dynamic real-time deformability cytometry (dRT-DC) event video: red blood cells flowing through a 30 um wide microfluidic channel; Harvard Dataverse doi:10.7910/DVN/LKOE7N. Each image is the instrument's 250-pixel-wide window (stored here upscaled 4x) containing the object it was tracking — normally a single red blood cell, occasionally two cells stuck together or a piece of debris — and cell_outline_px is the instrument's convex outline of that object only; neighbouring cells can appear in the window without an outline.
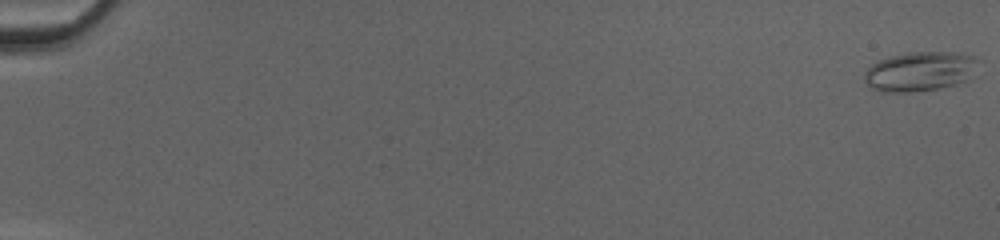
{"species": "common noctule bat (a hibernating species)", "species_latin": "Nyctalus noctula", "temperature_condition": "cold", "stored_images_in_passage": 51, "camera_frame_rate_fps": 3000, "um_per_image_px": 0.085, "animal": {"sex": "female", "body_mass_g": 20.0, "forearm_length_mm": 54.0}, "frame": {"image": 1, "passage_image": 1, "time_ms": 0.0, "image_size_px": [1000, 240], "cell_outline_px": [[976, 60], [964, 80], [956, 84], [936, 88], [912, 92], [880, 92], [872, 88], [864, 80], [864, 72], [872, 64], [880, 60], [892, 56], [908, 52], [956, 52], [972, 56]], "centroid_in_image_um": [78.07, 6.07], "position_along_channel_um": 6.9, "area_um2": 25.43}}
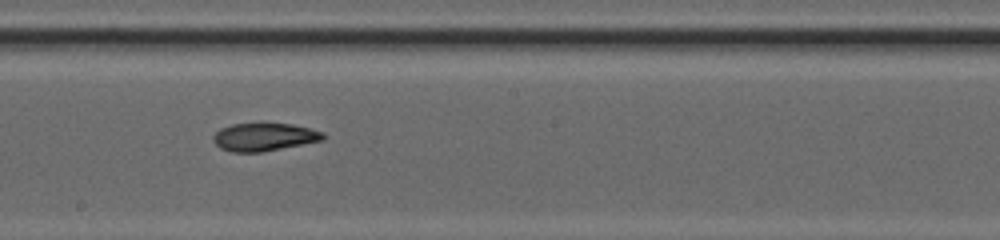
{"frame": {"image": 2, "passage_image": 31, "time_ms": 10.0, "image_size_px": [1000, 240], "cell_outline_px": [[324, 140], [260, 152], [232, 152], [220, 148], [212, 140], [212, 136], [220, 128], [232, 124], [292, 124], [324, 132]], "centroid_in_image_um": [22.42, 11.65], "position_along_channel_um": 225.8, "area_um2": 17.69}}
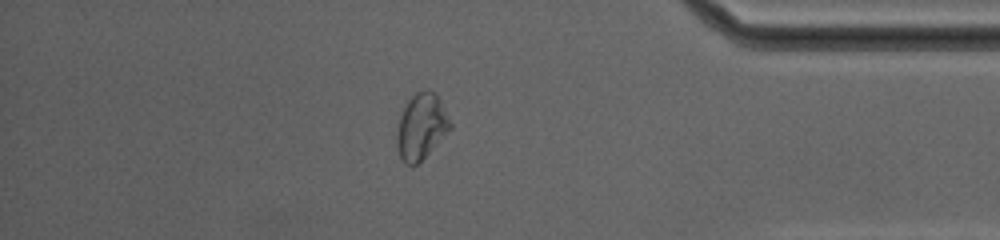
{"frame": {"image": 3, "passage_image": 45, "time_ms": 14.667, "image_size_px": [1000, 240], "cell_outline_px": [[452, 128], [416, 164], [404, 164], [400, 156], [396, 144], [396, 132], [400, 112], [408, 96], [424, 88], [428, 88], [440, 100], [452, 124]], "centroid_in_image_um": [35.77, 10.69], "position_along_channel_um": 399.4, "area_um2": 20.58}, "authors_computed_cell_mechanics": {"area_um2": 19.9988, "velocity_mm_per_s": 4.2232, "shape_relaxation_time_tau1_ms": null, "shape_relaxation_time_tau2_ms": 3.1407, "deformation_change_tau1": null, "deformation_change_tau2": 0.0892}}